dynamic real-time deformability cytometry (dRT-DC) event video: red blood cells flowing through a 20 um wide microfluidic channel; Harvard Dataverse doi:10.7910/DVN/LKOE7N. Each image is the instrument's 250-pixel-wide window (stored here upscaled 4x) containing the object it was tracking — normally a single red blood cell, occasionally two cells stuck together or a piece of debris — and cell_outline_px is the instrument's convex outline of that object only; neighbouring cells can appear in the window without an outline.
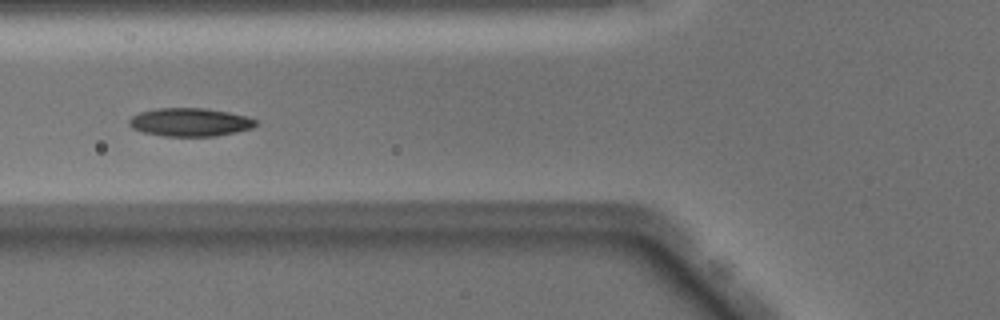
{"species": "Egyptian fruit bat (a non-hibernating species)", "species_latin": "Rousettus aegyptiacus", "temperature_condition": "warm", "stored_images_in_passage": 8, "camera_frame_rate_fps": 3000, "um_per_image_px": 0.085, "animal": {"sex": "male"}, "frame": {"image": 1, "passage_image": 6, "time_ms": 1.667, "image_size_px": [1000, 320], "cell_outline_px": [[256, 124], [252, 128], [236, 132], [216, 136], [164, 136], [144, 132], [132, 128], [128, 124], [128, 120], [132, 116], [140, 112], [156, 108], [208, 108], [248, 116], [256, 120]], "centroid_in_image_um": [16.15, 10.38], "position_along_channel_um": 109.7, "area_um2": 20.92}}